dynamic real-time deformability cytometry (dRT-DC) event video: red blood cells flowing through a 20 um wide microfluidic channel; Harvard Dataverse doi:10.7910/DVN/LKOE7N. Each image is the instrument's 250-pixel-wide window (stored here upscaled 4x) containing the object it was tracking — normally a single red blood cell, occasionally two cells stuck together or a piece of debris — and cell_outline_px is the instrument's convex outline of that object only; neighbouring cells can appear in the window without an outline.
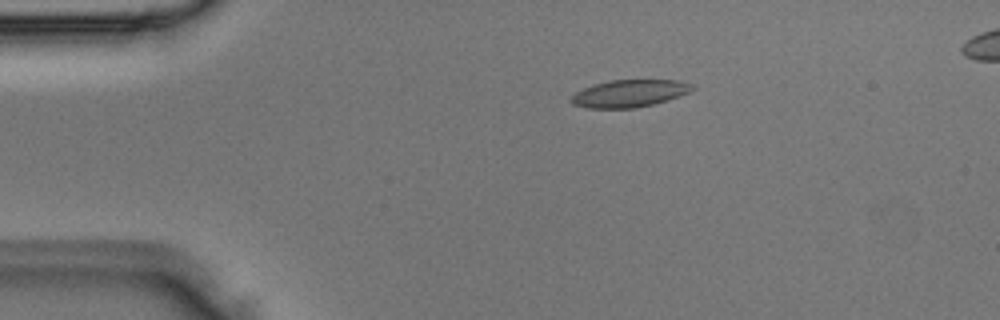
{"species": "Egyptian fruit bat (a non-hibernating species)", "species_latin": "Rousettus aegyptiacus", "temperature_condition": "room temperature", "stored_images_in_passage": 5, "segment_of_instrument_passage": [1, 2], "camera_frame_rate_fps": 3000, "um_per_image_px": 0.085, "animal": {"sex": "male"}, "frame": {"image": 1, "passage_image": 3, "time_ms": 0.667, "image_size_px": [1000, 320], "cell_outline_px": [[696, 88], [688, 92], [668, 100], [636, 108], [588, 108], [572, 104], [572, 96], [576, 92], [592, 84], [608, 80], [676, 80], [688, 84]], "centroid_in_image_um": [53.46, 7.94], "position_along_channel_um": 31.5, "area_um2": 19.07}}